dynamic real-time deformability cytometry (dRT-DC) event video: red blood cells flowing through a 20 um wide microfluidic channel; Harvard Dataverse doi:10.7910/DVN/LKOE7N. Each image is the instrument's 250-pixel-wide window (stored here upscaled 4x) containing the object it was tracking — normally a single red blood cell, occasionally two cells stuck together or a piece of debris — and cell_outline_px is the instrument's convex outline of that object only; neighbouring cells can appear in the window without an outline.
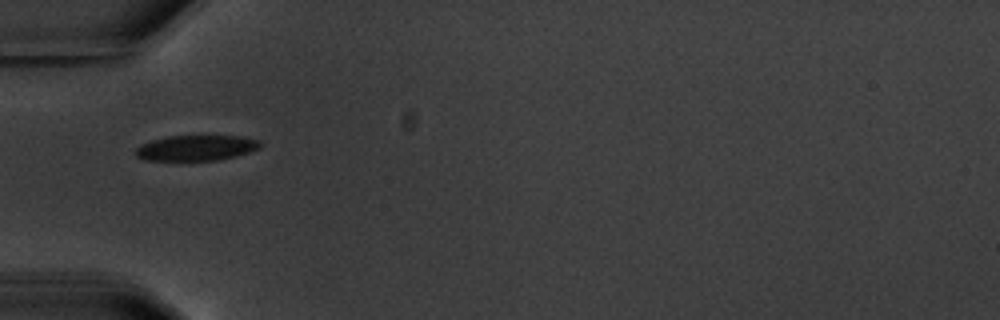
{"species": "common noctule bat (a hibernating species)", "species_latin": "Nyctalus noctula", "temperature_condition": "warm", "stored_images_in_passage": 1, "camera_frame_rate_fps": 3000, "um_per_image_px": 0.085, "animal": {"sex": "male", "body_mass_g": 20.1, "forearm_length_mm": 53.5}, "frame": {"image": 1, "passage_image": 1, "time_ms": 0.0, "image_size_px": [1000, 320], "cell_outline_px": [[260, 148], [236, 156], [216, 160], [144, 160], [136, 156], [136, 148], [140, 144], [164, 136], [240, 136], [260, 140]], "centroid_in_image_um": [16.65, 12.56], "position_along_channel_um": 68.3, "area_um2": 18.44}}